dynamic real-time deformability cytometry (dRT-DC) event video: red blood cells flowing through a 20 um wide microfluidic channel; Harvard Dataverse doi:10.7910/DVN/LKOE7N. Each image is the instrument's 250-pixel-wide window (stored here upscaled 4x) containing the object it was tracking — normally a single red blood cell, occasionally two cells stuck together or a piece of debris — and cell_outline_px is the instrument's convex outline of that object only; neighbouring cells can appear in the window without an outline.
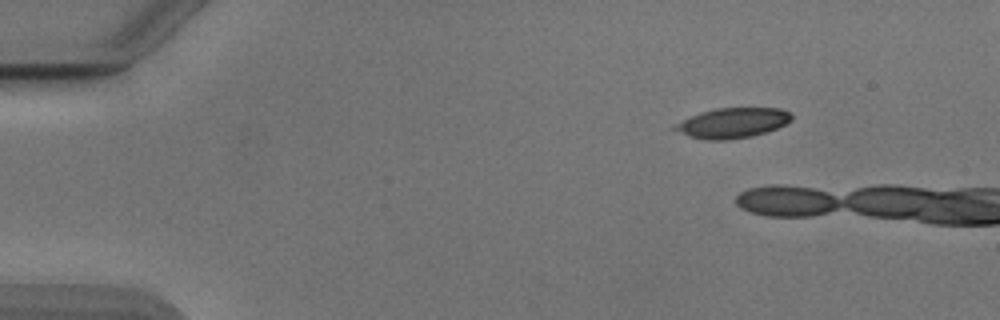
{"species": "Egyptian fruit bat (a non-hibernating species)", "species_latin": "Rousettus aegyptiacus", "temperature_condition": "cold", "stored_images_in_passage": 6, "camera_frame_rate_fps": 3000, "um_per_image_px": 0.085, "animal": {"sex": "male"}, "frame": {"image": 1, "passage_image": 1, "time_ms": 0.0, "image_size_px": [1000, 320], "cell_outline_px": [[792, 120], [776, 128], [752, 136], [724, 140], [708, 140], [688, 136], [668, 128], [672, 124], [700, 112], [716, 108], [780, 108], [792, 112]], "centroid_in_image_um": [62.21, 10.44], "position_along_channel_um": 22.8, "area_um2": 20.63}}